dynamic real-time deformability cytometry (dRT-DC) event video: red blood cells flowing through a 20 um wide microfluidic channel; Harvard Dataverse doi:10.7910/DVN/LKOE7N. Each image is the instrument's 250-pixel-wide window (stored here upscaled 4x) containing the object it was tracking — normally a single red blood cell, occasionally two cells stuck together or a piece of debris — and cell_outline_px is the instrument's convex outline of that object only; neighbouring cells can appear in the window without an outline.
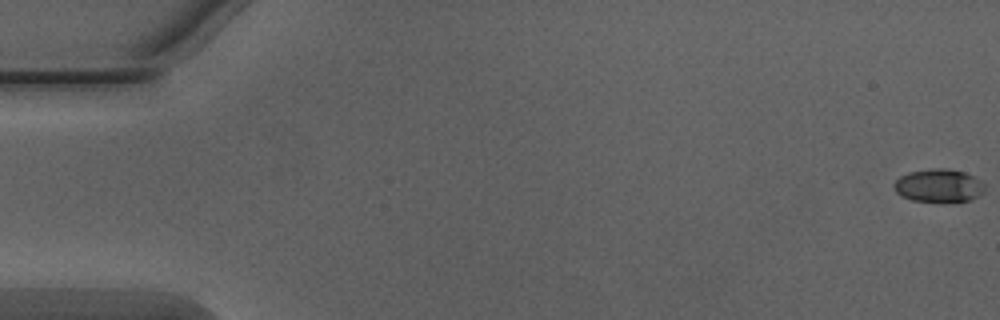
{"species": "Egyptian fruit bat (a non-hibernating species)", "species_latin": "Rousettus aegyptiacus", "temperature_condition": "warm", "stored_images_in_passage": 52, "camera_frame_rate_fps": 3000, "um_per_image_px": 0.085, "animal": {"sex": "male"}, "frame": {"image": 1, "passage_image": 1, "time_ms": 0.0, "image_size_px": [1000, 320], "cell_outline_px": [[984, 192], [980, 196], [968, 200], [912, 200], [900, 196], [892, 188], [892, 184], [900, 176], [908, 172], [928, 168], [948, 168], [964, 172], [980, 180], [984, 184]], "centroid_in_image_um": [79.75, 15.74], "position_along_channel_um": 5.2, "area_um2": 17.4}}
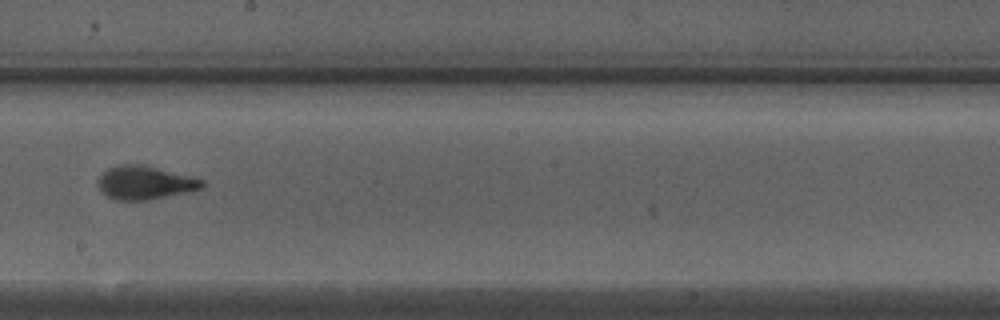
{"frame": {"image": 2, "passage_image": 30, "time_ms": 9.667, "image_size_px": [1000, 320], "cell_outline_px": [[204, 184], [200, 188], [184, 192], [148, 200], [116, 200], [108, 196], [96, 184], [96, 180], [108, 168], [116, 164], [144, 164], [204, 180]], "centroid_in_image_um": [12.26, 15.51], "position_along_channel_um": 235.9, "area_um2": 20.06}}
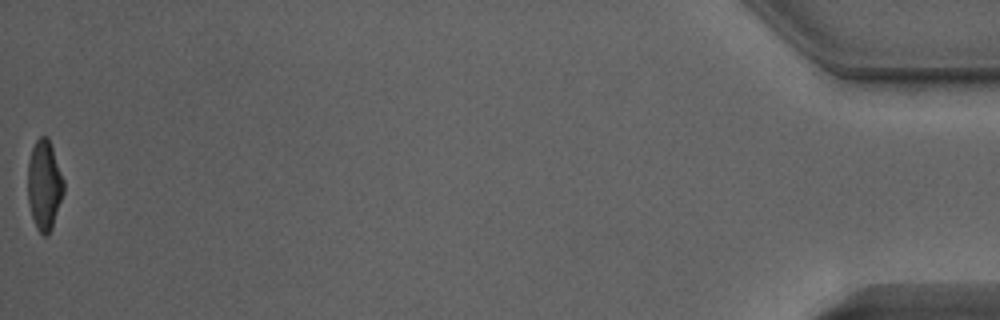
{"frame": {"image": 3, "passage_image": 52, "time_ms": 17.0, "image_size_px": [1000, 320], "cell_outline_px": [[64, 192], [52, 228], [48, 236], [44, 236], [36, 228], [32, 216], [28, 200], [28, 160], [32, 148], [36, 140], [40, 136], [48, 136], [64, 180]], "centroid_in_image_um": [3.77, 15.73], "position_along_channel_um": 431.4, "area_um2": 18.84}, "authors_computed_cell_mechanics": {"area_um2": 19.3052, "velocity_mm_per_s": 4.0777, "shape_relaxation_time_tau1_ms": 4.3847, "shape_relaxation_time_tau2_ms": 1.0709, "deformation_change_tau1": 0.2132, "deformation_change_tau2": 0.0974}}